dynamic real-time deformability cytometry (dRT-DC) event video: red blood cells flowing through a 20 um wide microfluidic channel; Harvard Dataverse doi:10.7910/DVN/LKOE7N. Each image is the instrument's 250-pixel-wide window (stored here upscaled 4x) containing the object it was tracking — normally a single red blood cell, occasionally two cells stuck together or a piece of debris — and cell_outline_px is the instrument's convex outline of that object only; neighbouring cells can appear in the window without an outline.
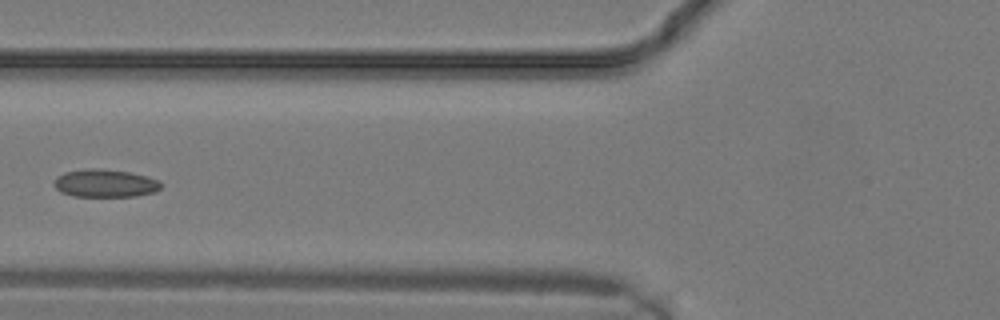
{"species": "common noctule bat (a hibernating species)", "species_latin": "Nyctalus noctula", "temperature_condition": "warm", "stored_images_in_passage": 15, "camera_frame_rate_fps": 3000, "um_per_image_px": 0.085, "animal": {"sex": "male", "body_mass_g": 19.2, "forearm_length_mm": 51.8}, "frame": {"image": 1, "passage_image": 11, "time_ms": 3.333, "image_size_px": [1000, 320], "cell_outline_px": [[164, 184], [156, 192], [136, 196], [72, 196], [60, 192], [52, 184], [56, 176], [64, 172], [88, 168], [96, 168], [128, 172], [148, 176], [160, 180]], "centroid_in_image_um": [8.94, 15.58], "position_along_channel_um": 116.9, "area_um2": 17.63}}
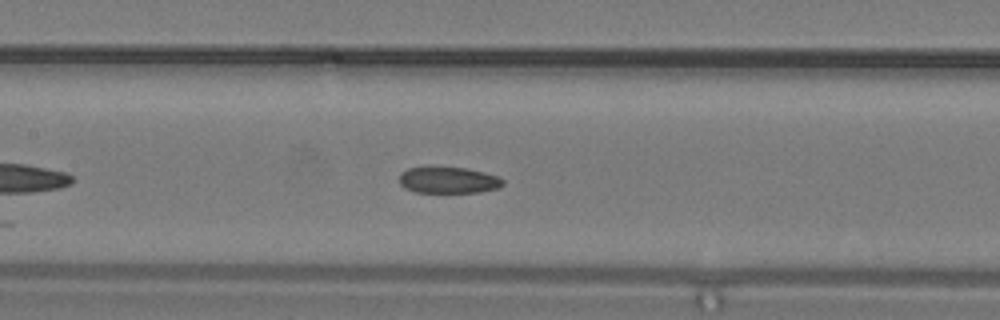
{"frame": {"image": 2, "passage_image": 13, "time_ms": 4.0, "image_size_px": [1000, 320], "cell_outline_px": [[504, 184], [496, 188], [480, 192], [416, 192], [404, 188], [400, 184], [400, 172], [408, 168], [428, 164], [468, 168], [500, 176], [504, 180]], "centroid_in_image_um": [38.07, 15.26], "position_along_channel_um": 169.3, "area_um2": 16.65}}
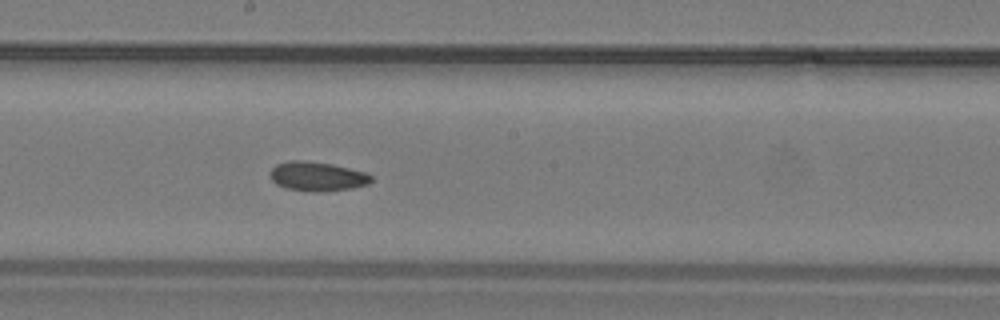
{"frame": {"image": 3, "passage_image": 15, "time_ms": 4.667, "image_size_px": [1000, 320], "cell_outline_px": [[372, 180], [368, 184], [352, 188], [288, 188], [276, 184], [272, 180], [272, 168], [276, 164], [288, 160], [304, 160], [332, 164], [364, 172], [372, 176]], "centroid_in_image_um": [26.96, 14.92], "position_along_channel_um": 221.2, "area_um2": 16.07}}